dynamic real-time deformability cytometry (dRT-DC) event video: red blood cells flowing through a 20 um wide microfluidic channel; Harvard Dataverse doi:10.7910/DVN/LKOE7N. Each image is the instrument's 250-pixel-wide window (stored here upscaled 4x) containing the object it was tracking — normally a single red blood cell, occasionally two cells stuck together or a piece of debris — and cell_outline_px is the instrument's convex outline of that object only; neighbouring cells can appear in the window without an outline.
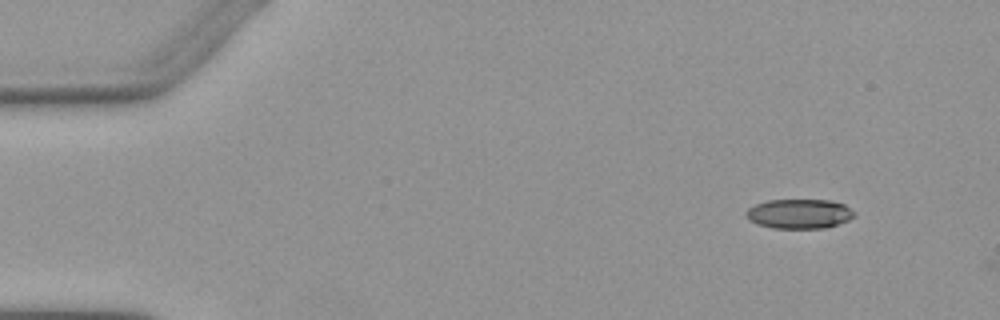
{"species": "Egyptian fruit bat (a non-hibernating species)", "species_latin": "Rousettus aegyptiacus", "temperature_condition": "warm", "stored_images_in_passage": 2, "camera_frame_rate_fps": 3000, "um_per_image_px": 0.085, "animal": {"sex": "female"}, "frame": {"image": 1, "passage_image": 1, "time_ms": 0.0, "image_size_px": [1000, 320], "cell_outline_px": [[856, 216], [848, 220], [824, 228], [772, 228], [756, 224], [748, 220], [744, 216], [744, 212], [748, 208], [756, 204], [768, 200], [832, 200], [844, 204], [856, 212]], "centroid_in_image_um": [67.91, 18.17], "position_along_channel_um": 17.1, "area_um2": 18.84}}